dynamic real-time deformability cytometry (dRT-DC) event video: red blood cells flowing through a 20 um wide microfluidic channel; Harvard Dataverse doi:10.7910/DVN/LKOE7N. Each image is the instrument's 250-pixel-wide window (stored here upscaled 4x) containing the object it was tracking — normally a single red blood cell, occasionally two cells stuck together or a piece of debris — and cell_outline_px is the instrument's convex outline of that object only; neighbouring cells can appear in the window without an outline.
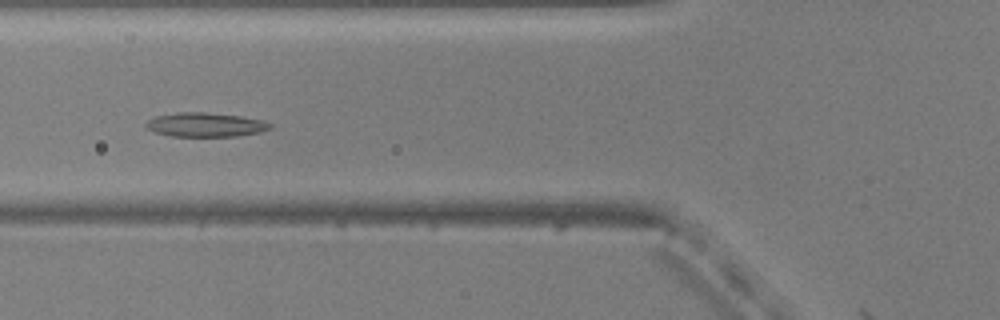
{"species": "common noctule bat (a hibernating species)", "species_latin": "Nyctalus noctula", "temperature_condition": "warm", "stored_images_in_passage": 32, "camera_frame_rate_fps": 3000, "um_per_image_px": 0.085, "animal": {"sex": "male", "body_mass_g": 20.5, "forearm_length_mm": 52.5}, "frame": {"image": 1, "passage_image": 9, "time_ms": 2.667, "image_size_px": [1000, 320], "cell_outline_px": [[272, 128], [260, 132], [236, 136], [172, 136], [156, 132], [144, 128], [144, 124], [148, 120], [156, 116], [176, 112], [204, 112], [240, 116], [260, 120], [272, 124]], "centroid_in_image_um": [17.42, 10.6], "position_along_channel_um": 108.4, "area_um2": 17.4}}
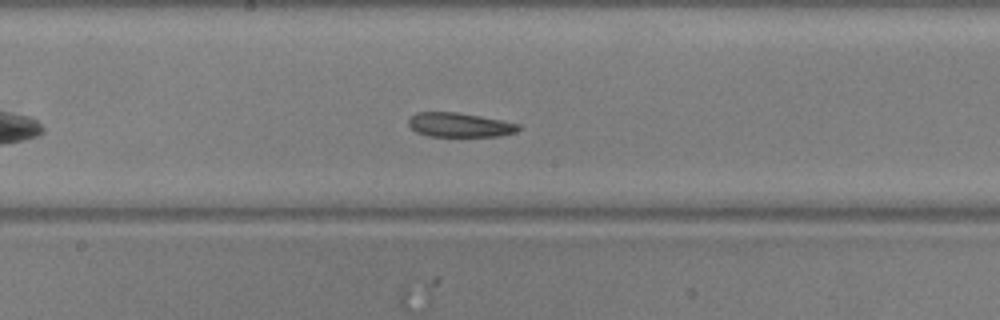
{"frame": {"image": 2, "passage_image": 17, "time_ms": 5.333, "image_size_px": [1000, 320], "cell_outline_px": [[520, 128], [516, 132], [496, 136], [428, 136], [416, 132], [408, 124], [408, 120], [416, 112], [456, 112], [480, 116], [520, 124]], "centroid_in_image_um": [39.04, 10.61], "position_along_channel_um": 209.2, "area_um2": 15.43}}
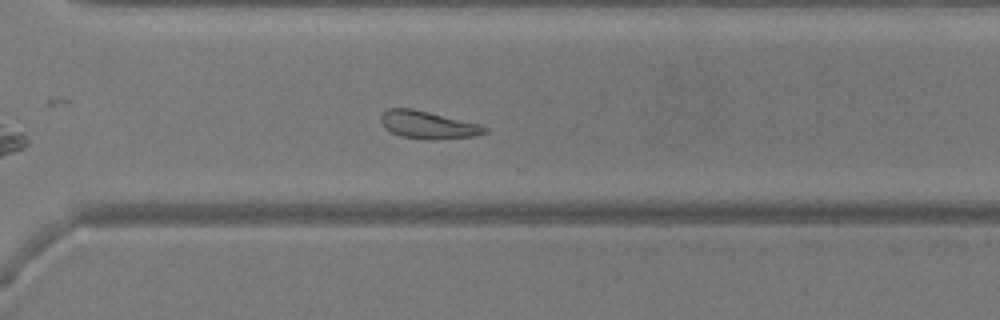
{"frame": {"image": 3, "passage_image": 27, "time_ms": 8.667, "image_size_px": [1000, 320], "cell_outline_px": [[488, 132], [472, 136], [436, 140], [424, 140], [400, 136], [384, 128], [380, 120], [380, 116], [388, 108], [412, 108], [480, 124], [488, 128]], "centroid_in_image_um": [36.36, 10.62], "position_along_channel_um": 334.2, "area_um2": 16.82}, "authors_computed_cell_mechanics": {"area_um2": 16.762, "velocity_mm_per_s": 3.7612, "shape_relaxation_time_tau1_ms": null, "shape_relaxation_time_tau2_ms": 7.6318, "deformation_change_tau1": null, "deformation_change_tau2": 0.1879}}